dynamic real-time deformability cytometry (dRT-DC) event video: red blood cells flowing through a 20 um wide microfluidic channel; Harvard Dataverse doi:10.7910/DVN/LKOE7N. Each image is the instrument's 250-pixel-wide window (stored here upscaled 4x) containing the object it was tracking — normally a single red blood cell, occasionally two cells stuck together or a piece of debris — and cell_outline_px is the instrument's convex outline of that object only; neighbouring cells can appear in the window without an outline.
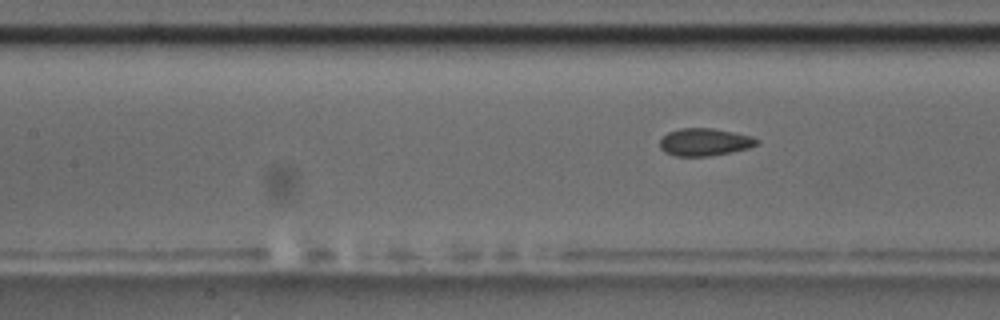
{"species": "common noctule bat (a hibernating species)", "species_latin": "Nyctalus noctula", "temperature_condition": "room temperature", "stored_images_in_passage": 8, "camera_frame_rate_fps": 3000, "um_per_image_px": 0.085, "animal": {"sex": "male", "body_mass_g": 17.5, "forearm_length_mm": 52.3}, "frame": {"image": 1, "passage_image": 8, "time_ms": 9.0, "image_size_px": [1000, 320], "cell_outline_px": [[760, 144], [748, 148], [732, 152], [708, 156], [676, 156], [664, 152], [660, 148], [660, 140], [668, 132], [680, 128], [712, 128], [752, 136], [760, 140]], "centroid_in_image_um": [59.91, 12.08], "position_along_channel_um": 147.5, "area_um2": 15.61}}